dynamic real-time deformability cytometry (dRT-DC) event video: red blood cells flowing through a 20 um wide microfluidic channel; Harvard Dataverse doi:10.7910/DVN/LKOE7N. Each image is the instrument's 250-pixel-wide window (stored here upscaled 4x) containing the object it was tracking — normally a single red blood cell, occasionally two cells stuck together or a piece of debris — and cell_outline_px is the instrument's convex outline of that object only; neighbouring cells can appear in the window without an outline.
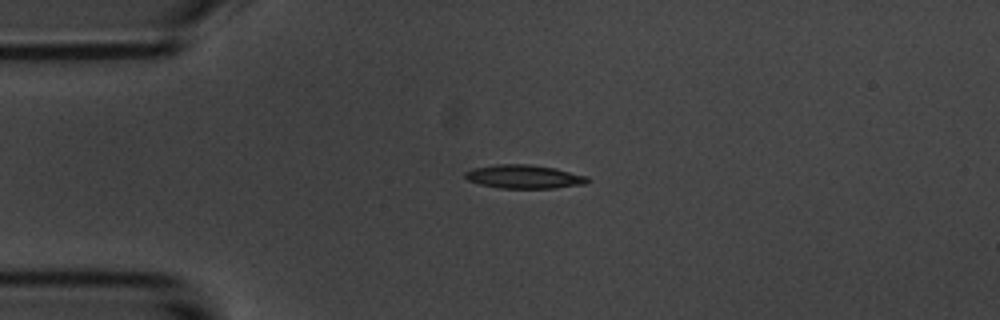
{"species": "common noctule bat (a hibernating species)", "species_latin": "Nyctalus noctula", "temperature_condition": "room temperature", "stored_images_in_passage": 12, "camera_frame_rate_fps": 3000, "um_per_image_px": 0.085, "animal": {"sex": "male", "body_mass_g": 20.1, "forearm_length_mm": 53.5}, "frame": {"image": 1, "passage_image": 1, "time_ms": 0.0, "image_size_px": [1000, 320], "cell_outline_px": [[592, 180], [588, 184], [556, 188], [500, 188], [480, 184], [468, 180], [464, 176], [464, 172], [472, 168], [496, 164], [528, 164], [556, 168], [588, 176]], "centroid_in_image_um": [44.6, 15.02], "position_along_channel_um": 40.4, "area_um2": 17.11}}
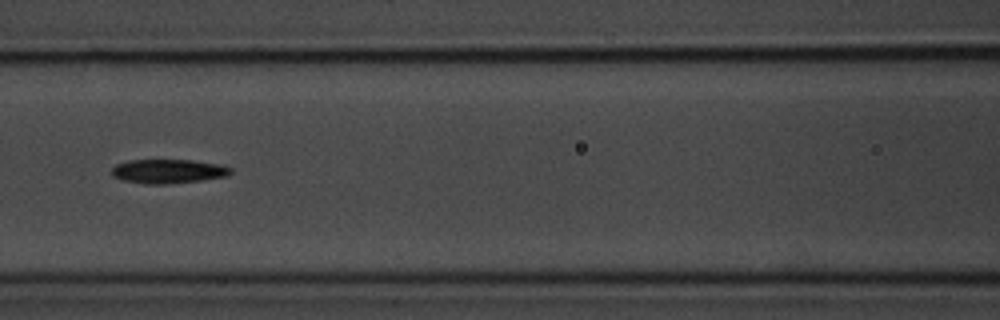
{"frame": {"image": 2, "passage_image": 4, "time_ms": 3.667, "image_size_px": [1000, 320], "cell_outline_px": [[232, 172], [228, 176], [200, 180], [164, 184], [144, 184], [124, 180], [112, 176], [112, 168], [116, 164], [128, 160], [192, 160], [220, 164], [232, 168]], "centroid_in_image_um": [14.3, 14.55], "position_along_channel_um": 152.3, "area_um2": 16.7}}
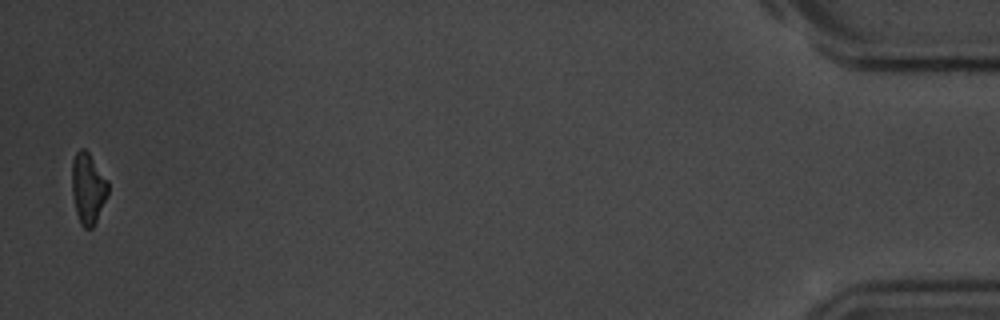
{"frame": {"image": 3, "passage_image": 12, "time_ms": 13.667, "image_size_px": [1000, 320], "cell_outline_px": [[108, 196], [92, 228], [84, 228], [80, 224], [76, 212], [72, 192], [72, 160], [76, 152], [80, 148], [84, 148], [88, 152], [108, 180]], "centroid_in_image_um": [7.48, 15.99], "position_along_channel_um": 427.7, "area_um2": 14.91}, "authors_computed_cell_mechanics": {"area_um2": 16.184, "velocity_mm_per_s": 3.6775, "shape_relaxation_time_tau1_ms": 2.3697, "shape_relaxation_time_tau2_ms": null, "deformation_change_tau1": 0.1243, "deformation_change_tau2": null}}